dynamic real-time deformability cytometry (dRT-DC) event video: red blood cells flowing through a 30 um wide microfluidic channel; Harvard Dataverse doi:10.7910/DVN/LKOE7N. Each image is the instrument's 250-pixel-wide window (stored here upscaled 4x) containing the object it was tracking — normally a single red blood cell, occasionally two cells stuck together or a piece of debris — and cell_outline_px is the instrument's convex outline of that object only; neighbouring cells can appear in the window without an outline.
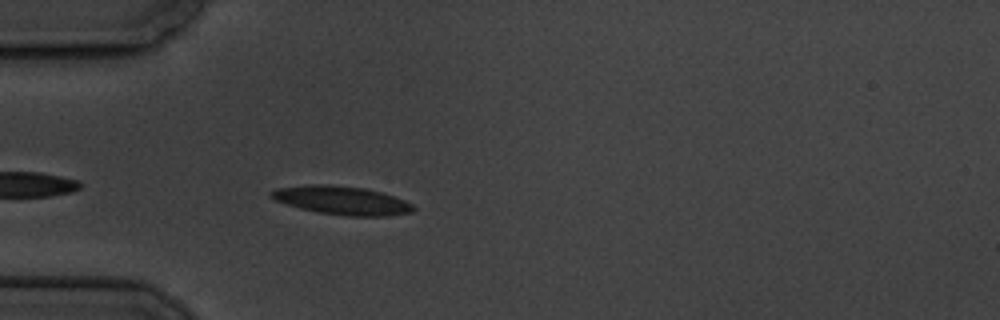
{"species": "common noctule bat (a hibernating species)", "species_latin": "Nyctalus noctula", "temperature_condition": "cold", "stored_images_in_passage": 5, "camera_frame_rate_fps": 3000, "um_per_image_px": 0.085, "animal": {"sex": "male", "body_mass_g": 19.5, "forearm_length_mm": 54.6}, "frame": {"image": 1, "passage_image": 5, "time_ms": 4.333, "image_size_px": [1000, 320], "cell_outline_px": [[416, 208], [412, 212], [388, 216], [348, 216], [320, 212], [300, 208], [276, 200], [268, 196], [268, 192], [276, 188], [308, 184], [332, 184], [364, 188], [380, 192], [404, 200], [412, 204]], "centroid_in_image_um": [29.03, 17.02], "position_along_channel_um": 56.0, "area_um2": 23.58}}